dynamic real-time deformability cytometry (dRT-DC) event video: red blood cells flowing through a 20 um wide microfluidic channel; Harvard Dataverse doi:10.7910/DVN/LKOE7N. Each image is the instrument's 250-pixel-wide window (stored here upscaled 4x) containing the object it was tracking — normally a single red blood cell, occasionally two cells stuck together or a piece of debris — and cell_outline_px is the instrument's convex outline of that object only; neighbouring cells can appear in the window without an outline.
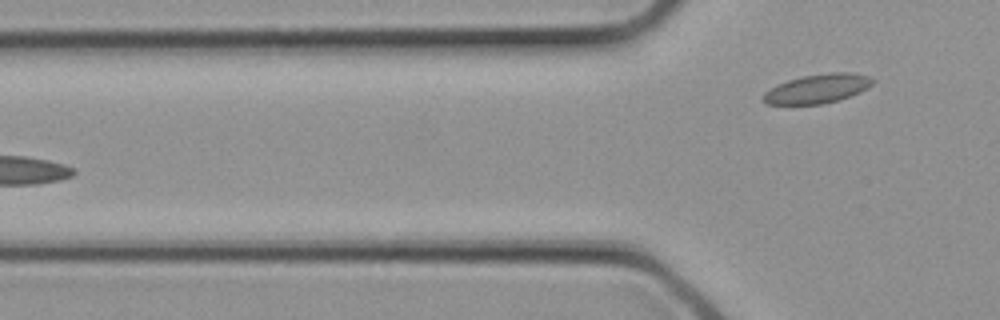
{"species": "common noctule bat (a hibernating species)", "species_latin": "Nyctalus noctula", "temperature_condition": "cold", "stored_images_in_passage": 2, "camera_frame_rate_fps": 3000, "um_per_image_px": 0.085, "animal": {"sex": "female", "body_mass_g": 21.9}, "frame": {"image": 1, "passage_image": 2, "time_ms": 0.333, "image_size_px": [1000, 320], "cell_outline_px": [[876, 80], [872, 84], [860, 92], [840, 100], [820, 104], [768, 104], [760, 100], [760, 96], [764, 92], [788, 80], [804, 76], [832, 72], [848, 72], [868, 76]], "centroid_in_image_um": [69.48, 7.55], "position_along_channel_um": 56.3, "area_um2": 18.44}}